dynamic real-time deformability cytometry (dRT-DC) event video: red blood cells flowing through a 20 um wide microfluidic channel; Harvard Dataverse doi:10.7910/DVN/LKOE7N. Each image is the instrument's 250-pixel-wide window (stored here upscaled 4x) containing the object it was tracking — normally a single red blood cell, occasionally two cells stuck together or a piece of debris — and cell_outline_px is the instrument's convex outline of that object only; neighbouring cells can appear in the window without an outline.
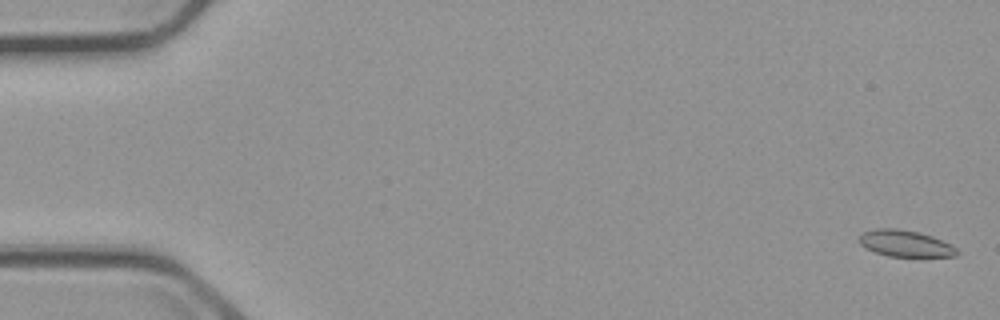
{"species": "common noctule bat (a hibernating species)", "species_latin": "Nyctalus noctula", "temperature_condition": "cold", "stored_images_in_passage": 15, "camera_frame_rate_fps": 3000, "um_per_image_px": 0.085, "animal": {"sex": "male", "body_mass_g": 23.1, "forearm_length_mm": 52.7}, "frame": {"image": 1, "passage_image": 1, "time_ms": 0.0, "image_size_px": [1000, 320], "cell_outline_px": [[960, 252], [956, 256], [888, 256], [876, 252], [860, 244], [860, 236], [864, 232], [876, 228], [896, 228], [916, 232], [932, 236], [952, 244]], "centroid_in_image_um": [76.99, 20.69], "position_along_channel_um": 8.0, "area_um2": 14.85}}
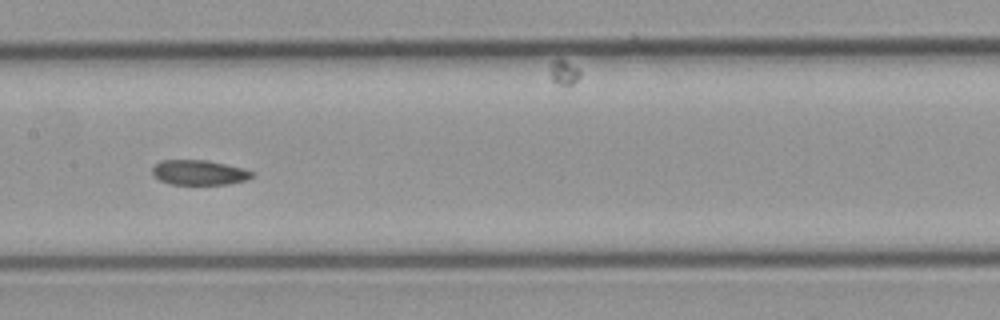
{"frame": {"image": 2, "passage_image": 8, "time_ms": 9.0, "image_size_px": [1000, 320], "cell_outline_px": [[252, 176], [244, 180], [228, 184], [172, 184], [160, 180], [152, 176], [152, 168], [160, 160], [208, 160], [240, 168], [252, 172]], "centroid_in_image_um": [16.84, 14.66], "position_along_channel_um": 190.6, "area_um2": 14.22}}
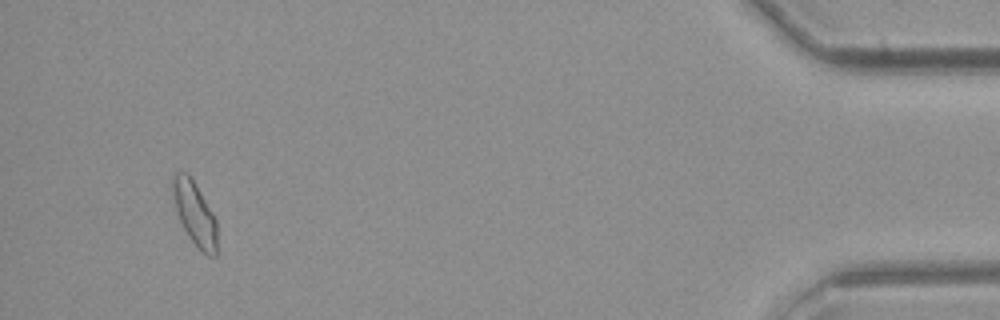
{"frame": {"image": 3, "passage_image": 14, "time_ms": 17.333, "image_size_px": [1000, 320], "cell_outline_px": [[216, 256], [208, 256], [188, 236], [180, 220], [176, 208], [172, 192], [172, 176], [176, 172], [188, 172], [212, 212], [216, 220]], "centroid_in_image_um": [16.54, 18.1], "position_along_channel_um": 418.7, "area_um2": 16.01}}